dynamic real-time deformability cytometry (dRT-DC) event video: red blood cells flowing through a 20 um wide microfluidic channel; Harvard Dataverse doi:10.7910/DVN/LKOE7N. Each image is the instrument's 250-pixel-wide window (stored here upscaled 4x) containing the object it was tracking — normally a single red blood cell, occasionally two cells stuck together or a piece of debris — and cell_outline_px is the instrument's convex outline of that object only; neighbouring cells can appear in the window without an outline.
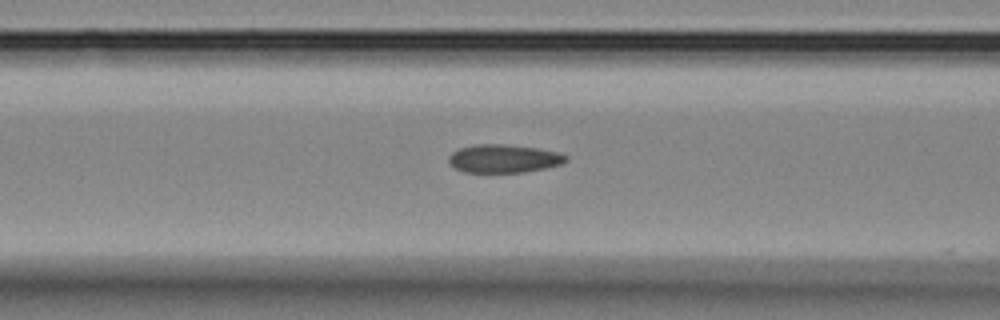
{"species": "Egyptian fruit bat (a non-hibernating species)", "species_latin": "Rousettus aegyptiacus", "temperature_condition": "room temperature", "stored_images_in_passage": 26, "camera_frame_rate_fps": 3000, "um_per_image_px": 0.085, "animal": {"sex": "female"}, "frame": {"image": 1, "passage_image": 4, "time_ms": 1.0, "image_size_px": [1000, 320], "cell_outline_px": [[568, 160], [560, 164], [544, 168], [524, 172], [464, 172], [456, 168], [448, 160], [448, 156], [452, 152], [460, 148], [476, 144], [500, 144], [536, 148], [556, 152], [568, 156]], "centroid_in_image_um": [42.8, 13.48], "position_along_channel_um": 123.8, "area_um2": 19.02}}
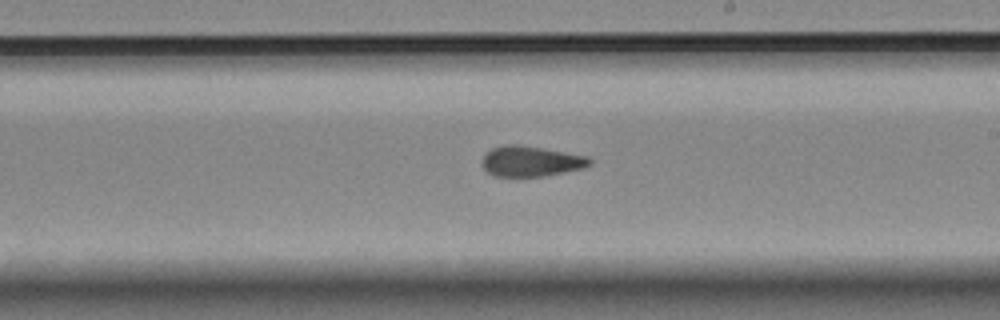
{"frame": {"image": 2, "passage_image": 14, "time_ms": 4.333, "image_size_px": [1000, 320], "cell_outline_px": [[592, 164], [584, 168], [544, 176], [492, 176], [484, 168], [480, 160], [484, 152], [492, 148], [508, 144], [516, 144], [588, 156], [592, 160]], "centroid_in_image_um": [45.09, 13.71], "position_along_channel_um": 243.9, "area_um2": 19.13}}
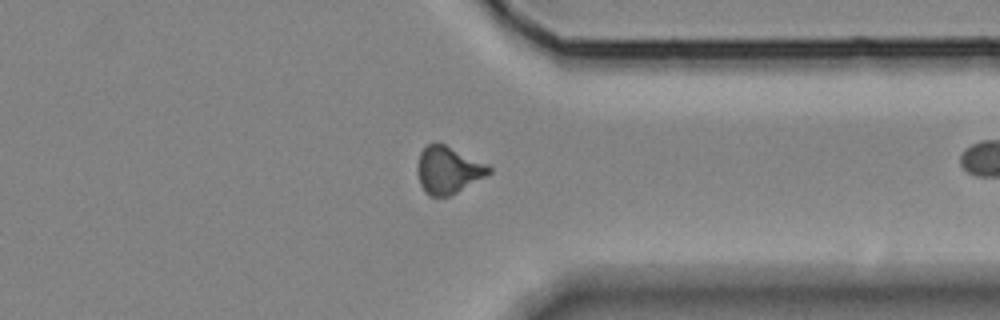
{"frame": {"image": 3, "passage_image": 25, "time_ms": 8.0, "image_size_px": [1000, 320], "cell_outline_px": [[492, 172], [456, 192], [448, 196], [428, 196], [424, 192], [420, 184], [416, 172], [416, 168], [420, 152], [428, 144], [436, 140], [488, 164], [492, 168]], "centroid_in_image_um": [38.05, 14.42], "position_along_channel_um": 373.3, "area_um2": 19.77}}